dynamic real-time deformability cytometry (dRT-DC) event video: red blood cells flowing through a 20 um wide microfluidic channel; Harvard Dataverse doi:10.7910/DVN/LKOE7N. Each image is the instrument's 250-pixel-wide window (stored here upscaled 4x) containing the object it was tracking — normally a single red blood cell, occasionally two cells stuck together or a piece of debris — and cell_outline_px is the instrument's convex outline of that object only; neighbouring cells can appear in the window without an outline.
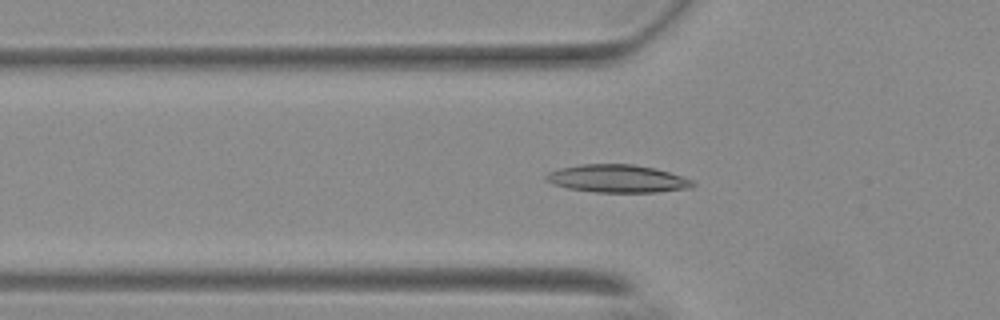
{"species": "Egyptian fruit bat (a non-hibernating species)", "species_latin": "Rousettus aegyptiacus", "temperature_condition": "warm", "stored_images_in_passage": 55, "camera_frame_rate_fps": 3000, "um_per_image_px": 0.085, "animal": {"sex": "female"}, "frame": {"image": 1, "passage_image": 18, "time_ms": 5.667, "image_size_px": [1000, 320], "cell_outline_px": [[696, 184], [692, 188], [656, 192], [596, 192], [568, 188], [552, 184], [544, 180], [544, 176], [548, 172], [560, 168], [580, 164], [632, 164], [652, 168], [668, 172], [692, 180]], "centroid_in_image_um": [52.44, 15.19], "position_along_channel_um": 73.4, "area_um2": 23.7}}
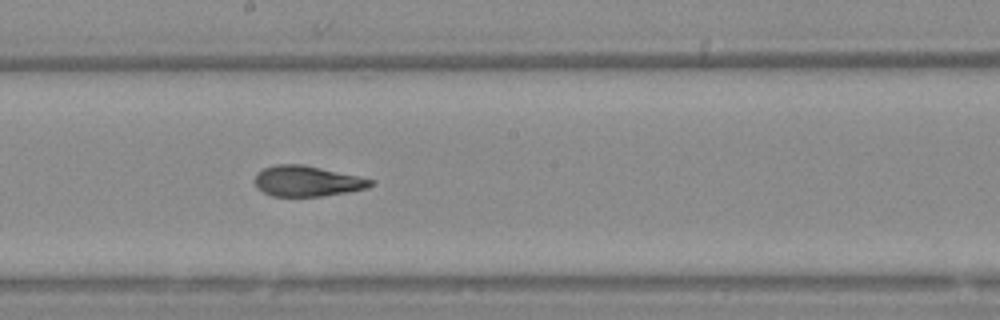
{"frame": {"image": 2, "passage_image": 30, "time_ms": 9.667, "image_size_px": [1000, 320], "cell_outline_px": [[376, 184], [368, 188], [320, 196], [272, 196], [256, 188], [256, 172], [264, 168], [276, 164], [304, 164], [376, 180]], "centroid_in_image_um": [26.12, 15.38], "position_along_channel_um": 222.1, "area_um2": 20.63}}
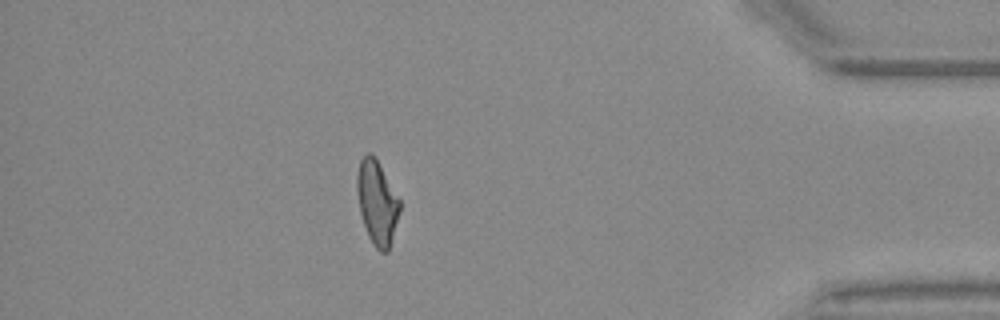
{"frame": {"image": 3, "passage_image": 48, "time_ms": 15.667, "image_size_px": [1000, 320], "cell_outline_px": [[400, 212], [388, 252], [380, 252], [372, 244], [368, 236], [360, 212], [356, 188], [356, 176], [360, 160], [368, 152], [372, 152], [376, 156], [400, 200]], "centroid_in_image_um": [32.05, 17.19], "position_along_channel_um": 403.2, "area_um2": 21.1}, "authors_computed_cell_mechanics": {"area_um2": 21.386, "velocity_mm_per_s": 3.7116, "shape_relaxation_time_tau1_ms": 6.7952, "shape_relaxation_time_tau2_ms": 1.4839, "deformation_change_tau1": 0.2136, "deformation_change_tau2": 0.0931}}